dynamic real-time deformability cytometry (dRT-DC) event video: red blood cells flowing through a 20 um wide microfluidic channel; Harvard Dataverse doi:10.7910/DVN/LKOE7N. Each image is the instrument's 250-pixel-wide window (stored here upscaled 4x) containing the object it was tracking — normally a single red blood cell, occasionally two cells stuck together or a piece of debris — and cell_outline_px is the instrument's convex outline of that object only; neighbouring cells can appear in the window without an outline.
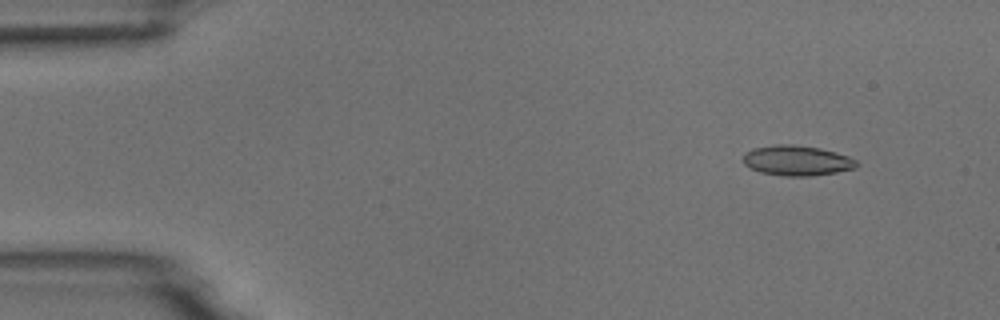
{"species": "common noctule bat (a hibernating species)", "species_latin": "Nyctalus noctula", "temperature_condition": "room temperature", "stored_images_in_passage": 6, "camera_frame_rate_fps": 3000, "um_per_image_px": 0.085, "animal": {"sex": "male", "body_mass_g": 18.8}, "frame": {"image": 1, "passage_image": 2, "time_ms": 1.0, "image_size_px": [1000, 320], "cell_outline_px": [[856, 168], [836, 172], [812, 176], [784, 176], [760, 172], [744, 164], [744, 152], [752, 148], [776, 144], [792, 144], [820, 148], [836, 152], [848, 156], [856, 160]], "centroid_in_image_um": [67.72, 13.64], "position_along_channel_um": 17.3, "area_um2": 19.94}}
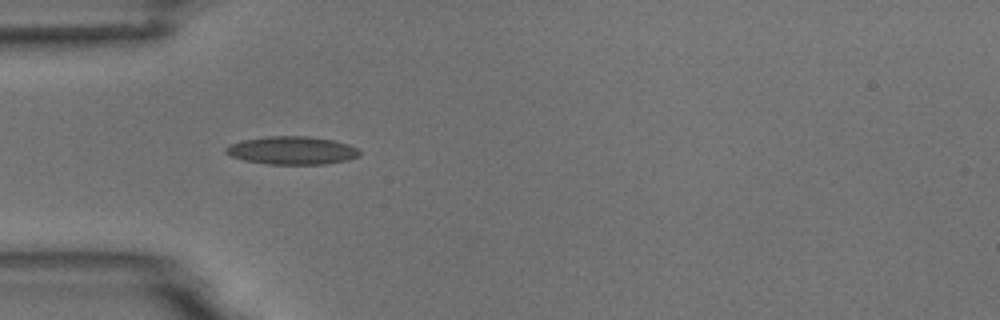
{"frame": {"image": 2, "passage_image": 5, "time_ms": 4.667, "image_size_px": [1000, 320], "cell_outline_px": [[360, 156], [348, 160], [324, 164], [268, 164], [244, 160], [232, 156], [224, 152], [224, 148], [240, 140], [268, 136], [308, 136], [332, 140], [348, 144], [356, 148], [360, 152]], "centroid_in_image_um": [24.81, 12.78], "position_along_channel_um": 60.2, "area_um2": 21.85}}